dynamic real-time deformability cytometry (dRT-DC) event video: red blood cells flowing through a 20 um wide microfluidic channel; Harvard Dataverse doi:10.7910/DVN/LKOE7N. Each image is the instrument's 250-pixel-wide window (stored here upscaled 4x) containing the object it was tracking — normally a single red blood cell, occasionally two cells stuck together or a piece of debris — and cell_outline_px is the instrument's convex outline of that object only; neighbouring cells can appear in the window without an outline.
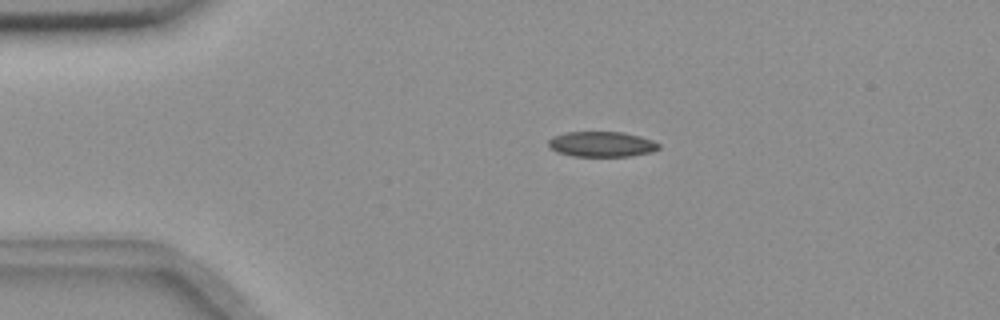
{"species": "common noctule bat (a hibernating species)", "species_latin": "Nyctalus noctula", "temperature_condition": "room temperature", "stored_images_in_passage": 42, "camera_frame_rate_fps": 3000, "um_per_image_px": 0.085, "animal": {"sex": "female", "body_mass_g": 18.4}, "frame": {"image": 1, "passage_image": 6, "time_ms": 1.667, "image_size_px": [1000, 320], "cell_outline_px": [[660, 148], [652, 152], [632, 156], [572, 156], [556, 152], [548, 144], [548, 140], [552, 136], [564, 132], [620, 132], [640, 136], [652, 140], [660, 144]], "centroid_in_image_um": [51.14, 12.26], "position_along_channel_um": 33.9, "area_um2": 16.36}}
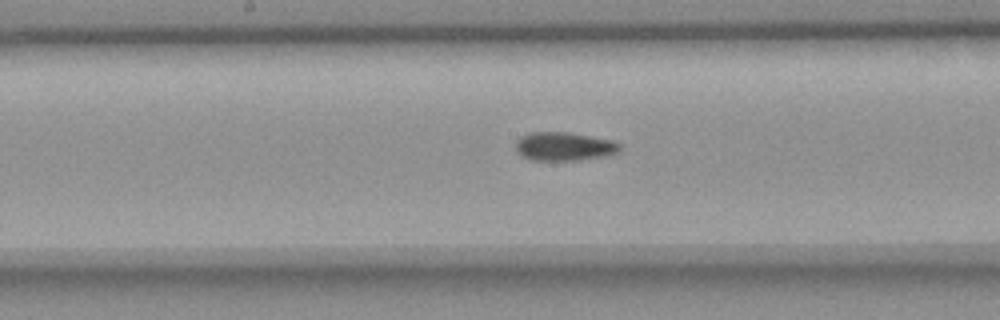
{"frame": {"image": 2, "passage_image": 23, "time_ms": 7.333, "image_size_px": [1000, 320], "cell_outline_px": [[620, 148], [616, 152], [608, 156], [580, 160], [532, 160], [520, 156], [516, 152], [516, 140], [520, 136], [528, 132], [568, 132], [612, 140], [620, 144]], "centroid_in_image_um": [47.91, 12.45], "position_along_channel_um": 200.3, "area_um2": 17.51}}
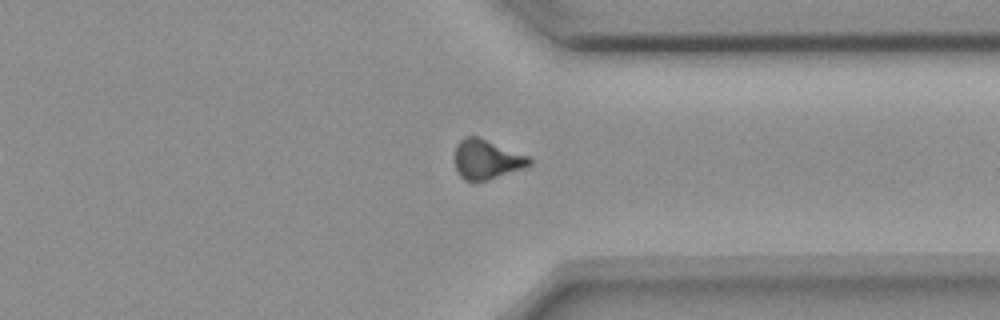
{"frame": {"image": 3, "passage_image": 37, "time_ms": 12.0, "image_size_px": [1000, 320], "cell_outline_px": [[532, 164], [524, 168], [488, 180], [464, 180], [460, 176], [452, 160], [452, 156], [456, 144], [464, 136], [476, 136], [528, 156], [532, 160]], "centroid_in_image_um": [41.31, 13.54], "position_along_channel_um": 370.1, "area_um2": 17.28}, "authors_computed_cell_mechanics": {"area_um2": 17.1955, "velocity_mm_per_s": 3.6661, "shape_relaxation_time_tau1_ms": null, "shape_relaxation_time_tau2_ms": 10.1164, "deformation_change_tau1": null, "deformation_change_tau2": 0.1486}}